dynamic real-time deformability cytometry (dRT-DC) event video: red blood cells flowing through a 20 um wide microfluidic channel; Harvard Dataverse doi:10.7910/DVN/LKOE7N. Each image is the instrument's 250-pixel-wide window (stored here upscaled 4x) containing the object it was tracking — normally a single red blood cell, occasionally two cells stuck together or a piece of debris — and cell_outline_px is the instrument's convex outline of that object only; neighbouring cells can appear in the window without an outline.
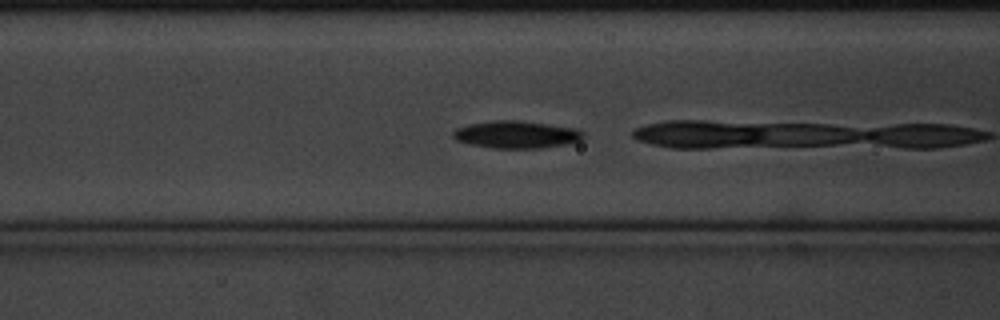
{"species": "common noctule bat (a hibernating species)", "species_latin": "Nyctalus noctula", "temperature_condition": "cold", "stored_images_in_passage": 28, "camera_frame_rate_fps": 3000, "um_per_image_px": 0.085, "animal": {"sex": "male", "body_mass_g": 20.1, "forearm_length_mm": 53.5}, "frame": {"image": 1, "passage_image": 20, "time_ms": 6.333, "image_size_px": [1000, 320], "cell_outline_px": [[584, 136], [580, 140], [568, 144], [540, 148], [492, 148], [468, 144], [456, 140], [452, 136], [452, 132], [456, 128], [468, 124], [492, 120], [516, 120], [576, 128], [584, 132]], "centroid_in_image_um": [43.86, 11.44], "position_along_channel_um": 122.7, "area_um2": 20.87}}